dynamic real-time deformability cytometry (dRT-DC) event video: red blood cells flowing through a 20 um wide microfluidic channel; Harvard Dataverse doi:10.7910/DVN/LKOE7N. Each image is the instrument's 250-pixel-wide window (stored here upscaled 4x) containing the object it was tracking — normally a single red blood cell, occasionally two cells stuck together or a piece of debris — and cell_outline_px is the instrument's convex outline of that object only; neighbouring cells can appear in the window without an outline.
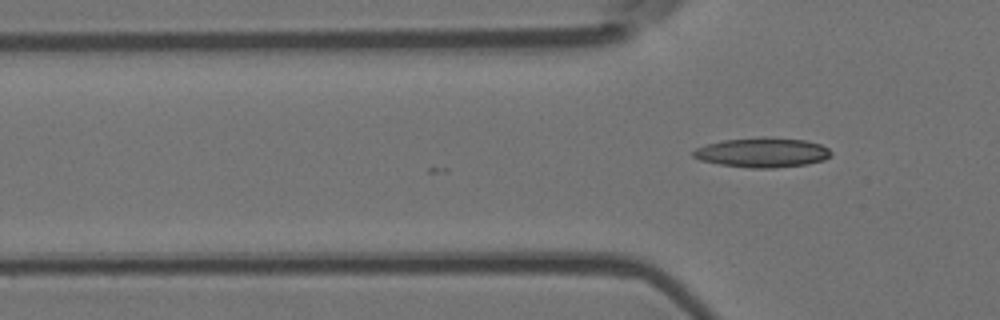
{"species": "Egyptian fruit bat (a non-hibernating species)", "species_latin": "Rousettus aegyptiacus", "temperature_condition": "room temperature", "stored_images_in_passage": 2, "camera_frame_rate_fps": 3000, "um_per_image_px": 0.085, "animal": {"sex": "female"}, "frame": {"image": 1, "passage_image": 2, "time_ms": 0.333, "image_size_px": [1000, 320], "cell_outline_px": [[832, 156], [824, 160], [808, 164], [772, 168], [752, 168], [720, 164], [700, 160], [692, 156], [692, 152], [696, 148], [708, 144], [724, 140], [760, 136], [768, 136], [804, 140], [820, 144], [828, 148], [832, 152]], "centroid_in_image_um": [64.83, 12.95], "position_along_channel_um": 61.0, "area_um2": 23.99}}